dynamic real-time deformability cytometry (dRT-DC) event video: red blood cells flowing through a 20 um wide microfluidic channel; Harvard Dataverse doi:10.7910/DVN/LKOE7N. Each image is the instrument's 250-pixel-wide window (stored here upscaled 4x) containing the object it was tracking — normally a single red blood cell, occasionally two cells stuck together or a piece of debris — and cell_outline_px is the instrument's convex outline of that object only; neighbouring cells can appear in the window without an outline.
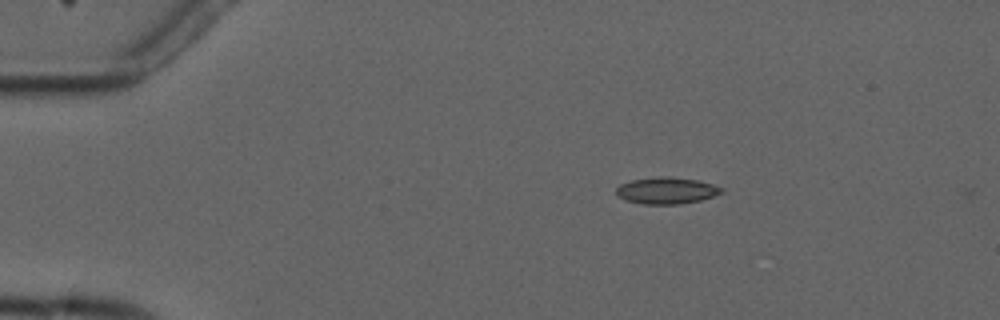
{"species": "common noctule bat (a hibernating species)", "species_latin": "Nyctalus noctula", "temperature_condition": "cold", "stored_images_in_passage": 3, "camera_frame_rate_fps": 3000, "um_per_image_px": 0.085, "animal": {"sex": "male", "forearm_length_mm": 52.5}, "frame": {"image": 1, "passage_image": 1, "time_ms": 0.0, "image_size_px": [1000, 320], "cell_outline_px": [[724, 192], [700, 200], [680, 204], [644, 204], [624, 200], [616, 192], [616, 188], [620, 184], [632, 180], [660, 176], [668, 176], [696, 180], [712, 184], [724, 188]], "centroid_in_image_um": [56.66, 16.19], "position_along_channel_um": 28.3, "area_um2": 16.24}}